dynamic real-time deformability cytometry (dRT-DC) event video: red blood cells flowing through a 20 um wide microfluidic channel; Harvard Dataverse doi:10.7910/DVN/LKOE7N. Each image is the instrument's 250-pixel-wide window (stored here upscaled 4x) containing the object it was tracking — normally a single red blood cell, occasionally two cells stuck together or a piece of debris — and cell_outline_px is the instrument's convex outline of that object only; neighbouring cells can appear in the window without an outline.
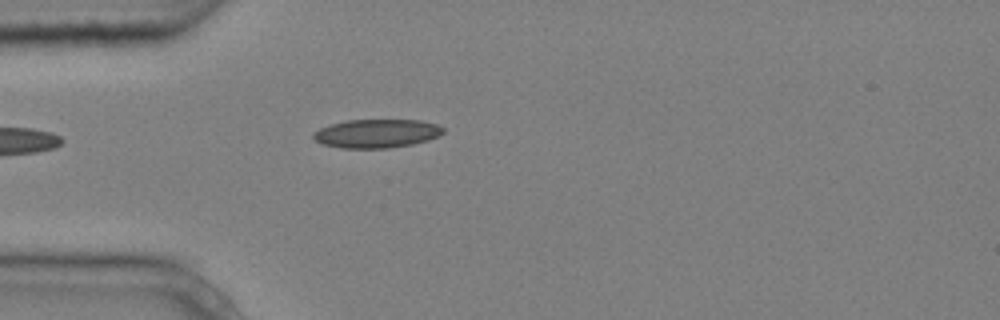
{"species": "common noctule bat (a hibernating species)", "species_latin": "Nyctalus noctula", "temperature_condition": "cold", "stored_images_in_passage": 4, "camera_frame_rate_fps": 3000, "um_per_image_px": 0.085, "animal": {"sex": "male", "body_mass_g": 20.4}, "frame": {"image": 1, "passage_image": 4, "time_ms": 1.0, "image_size_px": [1000, 320], "cell_outline_px": [[444, 132], [428, 140], [412, 144], [388, 148], [340, 148], [324, 144], [316, 140], [312, 136], [312, 132], [320, 128], [332, 124], [348, 120], [420, 120], [436, 124], [444, 128]], "centroid_in_image_um": [32.01, 11.34], "position_along_channel_um": 53.0, "area_um2": 21.5}}